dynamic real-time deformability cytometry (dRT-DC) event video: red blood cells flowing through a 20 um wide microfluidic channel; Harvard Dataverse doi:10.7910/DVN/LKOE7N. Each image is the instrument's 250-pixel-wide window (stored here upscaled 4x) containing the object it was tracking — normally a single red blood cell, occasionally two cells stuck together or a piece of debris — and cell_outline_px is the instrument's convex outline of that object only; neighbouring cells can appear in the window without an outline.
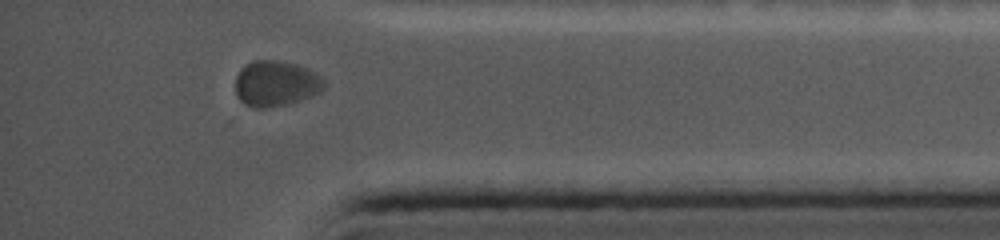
{"species": "common noctule bat (a hibernating species)", "species_latin": "Nyctalus noctula", "temperature_condition": "cold", "stored_images_in_passage": 18, "camera_frame_rate_fps": 5000, "um_per_image_px": 0.085, "animal": {"sex": "female", "body_mass_g": 19.0, "forearm_length_mm": 56.7}, "frame": {"image": 1, "passage_image": 16, "time_ms": 9.4, "image_size_px": [1000, 240], "cell_outline_px": [[324, 88], [320, 92], [312, 96], [288, 104], [264, 108], [252, 108], [244, 104], [236, 96], [236, 76], [240, 68], [244, 64], [252, 60], [280, 60], [296, 64], [308, 68], [316, 72], [324, 80]], "centroid_in_image_um": [23.43, 7.09], "position_along_channel_um": 411.8, "area_um2": 23.99}}